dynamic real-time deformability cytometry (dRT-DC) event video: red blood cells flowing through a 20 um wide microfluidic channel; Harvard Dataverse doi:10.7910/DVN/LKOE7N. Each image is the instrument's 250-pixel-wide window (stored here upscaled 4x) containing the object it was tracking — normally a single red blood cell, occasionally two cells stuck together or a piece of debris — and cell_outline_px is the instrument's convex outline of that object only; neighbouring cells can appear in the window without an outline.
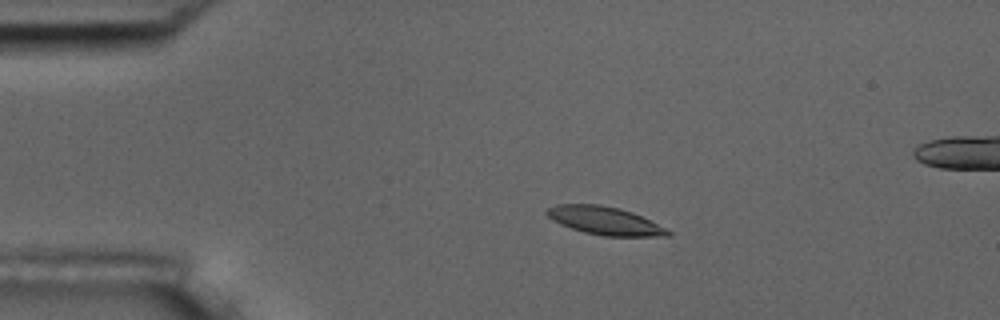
{"species": "common noctule bat (a hibernating species)", "species_latin": "Nyctalus noctula", "temperature_condition": "room temperature", "stored_images_in_passage": 9, "camera_frame_rate_fps": 3000, "um_per_image_px": 0.085, "animal": {"sex": "male", "body_mass_g": 17.5, "forearm_length_mm": 52.3}, "frame": {"image": 1, "passage_image": 2, "time_ms": 1.333, "image_size_px": [1000, 320], "cell_outline_px": [[672, 236], [604, 236], [584, 232], [560, 224], [552, 220], [544, 212], [548, 208], [556, 204], [600, 204], [620, 208], [632, 212], [672, 232]], "centroid_in_image_um": [51.37, 18.75], "position_along_channel_um": 33.6, "area_um2": 19.65}}
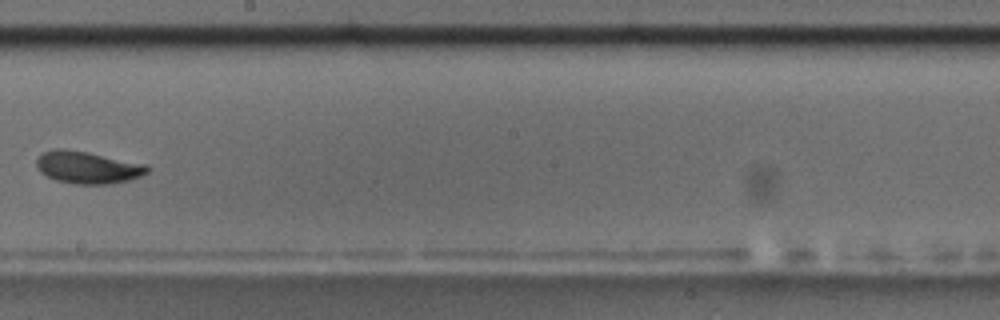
{"frame": {"image": 2, "passage_image": 8, "time_ms": 8.333, "image_size_px": [1000, 320], "cell_outline_px": [[152, 168], [148, 172], [140, 176], [128, 180], [108, 184], [72, 184], [56, 180], [40, 172], [36, 168], [36, 160], [40, 152], [52, 148], [64, 148], [88, 152], [148, 164]], "centroid_in_image_um": [7.43, 14.21], "position_along_channel_um": 240.8, "area_um2": 21.21}}
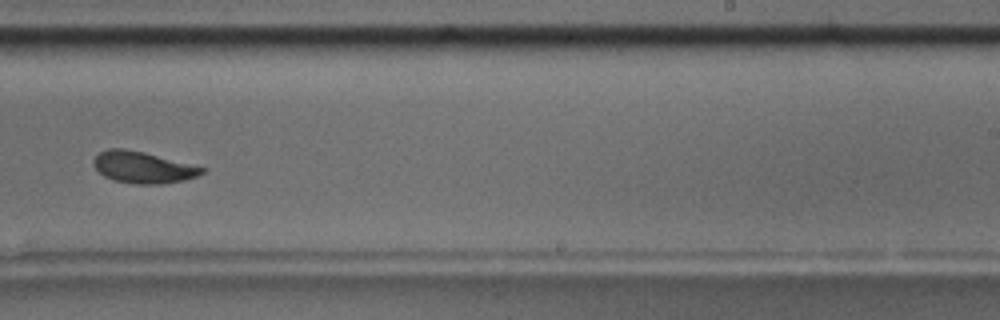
{"frame": {"image": 3, "passage_image": 9, "time_ms": 9.333, "image_size_px": [1000, 320], "cell_outline_px": [[204, 172], [196, 176], [184, 180], [160, 184], [136, 184], [112, 180], [104, 176], [92, 164], [92, 160], [100, 152], [108, 148], [124, 148], [144, 152], [204, 168]], "centroid_in_image_um": [12.09, 14.22], "position_along_channel_um": 276.9, "area_um2": 19.71}}